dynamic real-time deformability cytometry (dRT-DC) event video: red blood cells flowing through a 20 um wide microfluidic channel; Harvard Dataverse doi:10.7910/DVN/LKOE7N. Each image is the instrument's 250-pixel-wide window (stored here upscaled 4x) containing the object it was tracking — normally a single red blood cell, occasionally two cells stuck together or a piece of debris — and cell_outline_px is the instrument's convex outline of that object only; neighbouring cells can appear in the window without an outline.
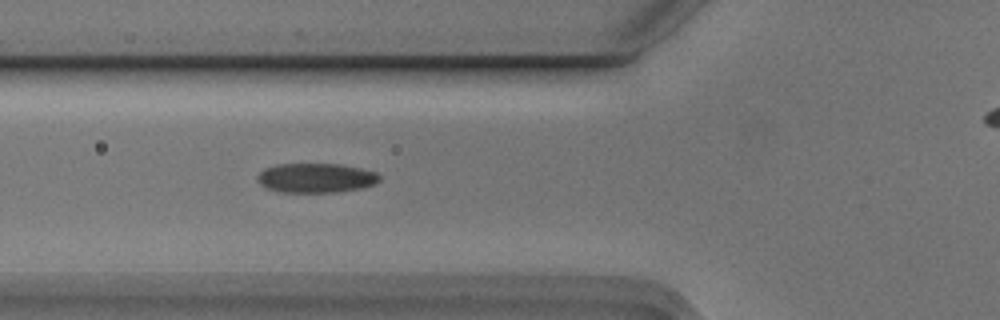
{"species": "Egyptian fruit bat (a non-hibernating species)", "species_latin": "Rousettus aegyptiacus", "temperature_condition": "cold", "stored_images_in_passage": 3, "segment_of_instrument_passage": [1, 2], "camera_frame_rate_fps": 3000, "um_per_image_px": 0.085, "animal": {"sex": "male"}, "frame": {"image": 1, "passage_image": 2, "time_ms": 0.333, "image_size_px": [1000, 320], "cell_outline_px": [[380, 180], [376, 184], [364, 188], [336, 192], [280, 192], [264, 188], [256, 180], [256, 176], [264, 168], [276, 164], [340, 164], [360, 168], [376, 172], [380, 176]], "centroid_in_image_um": [26.84, 15.13], "position_along_channel_um": 99.0, "area_um2": 21.27}}